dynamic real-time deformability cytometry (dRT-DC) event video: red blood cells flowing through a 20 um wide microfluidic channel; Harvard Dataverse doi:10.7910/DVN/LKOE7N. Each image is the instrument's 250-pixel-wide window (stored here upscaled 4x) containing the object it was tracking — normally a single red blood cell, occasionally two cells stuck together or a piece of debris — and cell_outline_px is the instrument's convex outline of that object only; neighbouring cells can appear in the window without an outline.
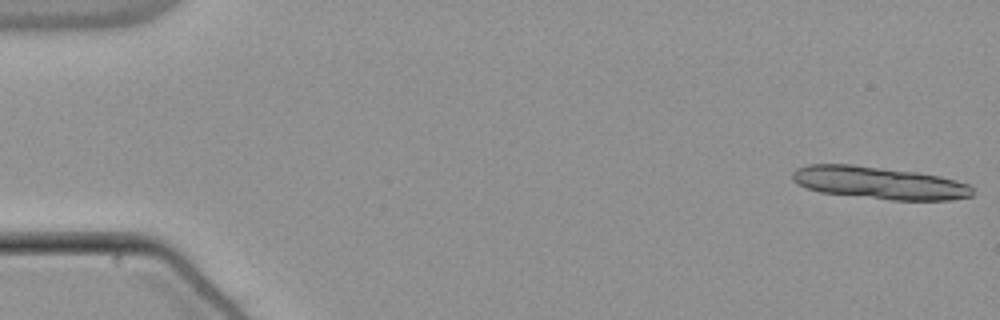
{"species": "common noctule bat (a hibernating species)", "species_latin": "Nyctalus noctula", "temperature_condition": "warm", "stored_images_in_passage": 13, "camera_frame_rate_fps": 3000, "um_per_image_px": 0.085, "animal": {"sex": "male", "body_mass_g": 21.5, "forearm_length_mm": 52.0}, "frame": {"image": 1, "passage_image": 1, "time_ms": 0.0, "image_size_px": [1000, 320], "cell_outline_px": [[972, 196], [952, 200], [892, 200], [820, 192], [808, 188], [792, 180], [792, 172], [796, 168], [808, 164], [852, 164], [916, 172], [940, 176], [956, 180], [968, 184], [972, 188]], "centroid_in_image_um": [74.73, 15.54], "position_along_channel_um": 10.3, "area_um2": 33.99}}